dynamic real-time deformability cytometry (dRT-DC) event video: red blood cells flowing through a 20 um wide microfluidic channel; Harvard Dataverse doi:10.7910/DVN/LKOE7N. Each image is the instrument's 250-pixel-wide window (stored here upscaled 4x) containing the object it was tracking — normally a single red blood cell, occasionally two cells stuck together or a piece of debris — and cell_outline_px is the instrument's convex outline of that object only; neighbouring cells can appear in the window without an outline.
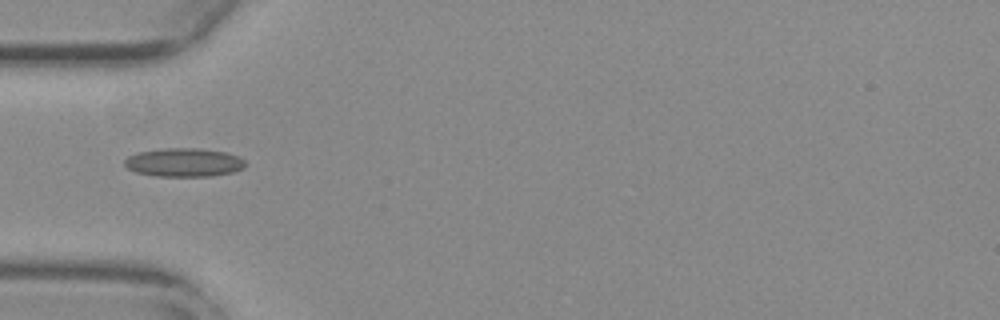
{"species": "common noctule bat (a hibernating species)", "species_latin": "Nyctalus noctula", "temperature_condition": "warm", "stored_images_in_passage": 38, "camera_frame_rate_fps": 3000, "um_per_image_px": 0.085, "animal": {"sex": "female", "body_mass_g": 29.2, "forearm_length_mm": 56.3}, "frame": {"image": 1, "passage_image": 1, "time_ms": 0.0, "image_size_px": [1000, 320], "cell_outline_px": [[248, 164], [244, 168], [232, 172], [212, 176], [156, 176], [136, 172], [128, 168], [124, 164], [124, 160], [128, 156], [136, 152], [164, 148], [200, 148], [228, 152], [240, 156]], "centroid_in_image_um": [15.67, 13.79], "position_along_channel_um": 69.3, "area_um2": 20.4}}
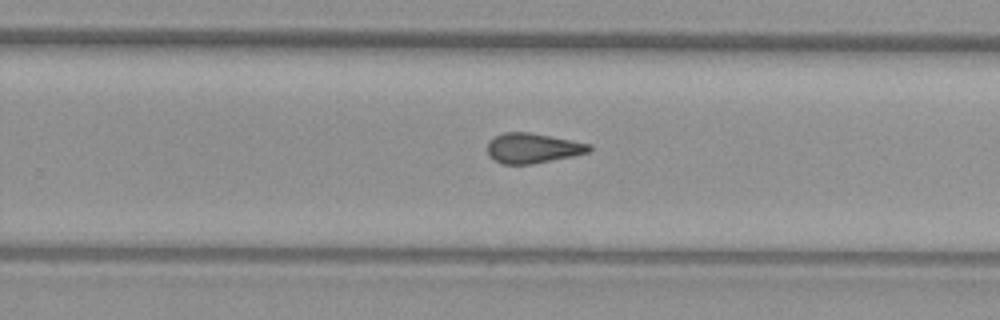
{"frame": {"image": 2, "passage_image": 18, "time_ms": 5.667, "image_size_px": [1000, 320], "cell_outline_px": [[592, 148], [588, 152], [572, 156], [532, 164], [500, 164], [488, 152], [488, 140], [504, 132], [528, 132], [592, 144]], "centroid_in_image_um": [45.28, 12.59], "position_along_channel_um": 284.5, "area_um2": 17.57}}
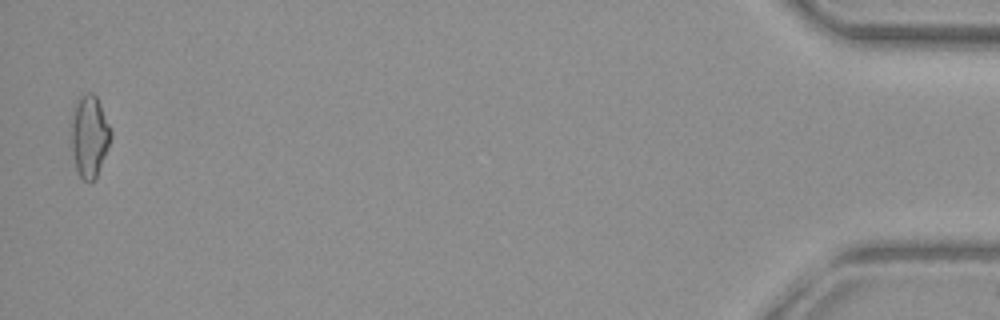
{"frame": {"image": 3, "passage_image": 37, "time_ms": 12.0, "image_size_px": [1000, 320], "cell_outline_px": [[112, 136], [108, 148], [96, 176], [88, 184], [80, 176], [76, 168], [72, 152], [68, 128], [68, 124], [72, 108], [80, 96], [88, 92], [92, 92], [96, 96], [112, 128]], "centroid_in_image_um": [7.56, 11.52], "position_along_channel_um": 427.6, "area_um2": 19.59}, "authors_computed_cell_mechanics": {"area_um2": 17.9469, "velocity_mm_per_s": 3.7903, "shape_relaxation_time_tau1_ms": null, "shape_relaxation_time_tau2_ms": 2.5072, "deformation_change_tau1": null, "deformation_change_tau2": 0.1067}}